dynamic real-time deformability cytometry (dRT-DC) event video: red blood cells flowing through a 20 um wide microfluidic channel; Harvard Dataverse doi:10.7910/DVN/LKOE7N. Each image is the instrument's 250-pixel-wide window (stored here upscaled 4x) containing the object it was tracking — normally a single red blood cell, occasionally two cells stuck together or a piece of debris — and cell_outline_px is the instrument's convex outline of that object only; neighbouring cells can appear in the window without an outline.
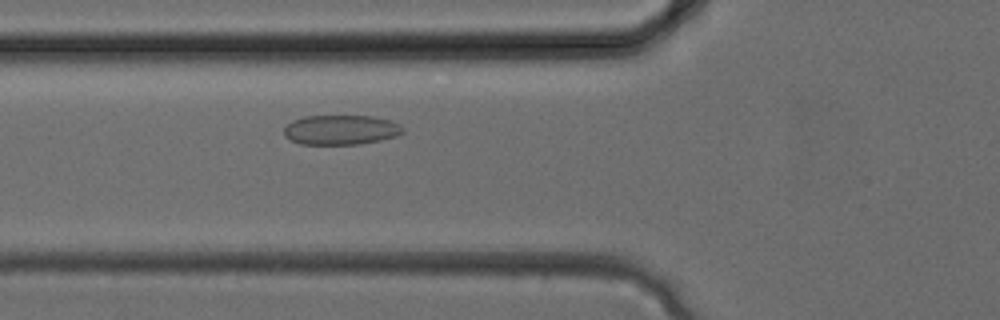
{"species": "common noctule bat (a hibernating species)", "species_latin": "Nyctalus noctula", "temperature_condition": "cold", "stored_images_in_passage": 25, "camera_frame_rate_fps": 3000, "um_per_image_px": 0.085, "animal": {"sex": "female", "body_mass_g": 24.6, "forearm_length_mm": 56.2}, "frame": {"image": 1, "passage_image": 9, "time_ms": 2.667, "image_size_px": [1000, 320], "cell_outline_px": [[404, 132], [396, 136], [380, 140], [360, 144], [300, 144], [284, 136], [284, 128], [292, 120], [304, 116], [372, 116], [388, 120], [400, 124], [404, 128]], "centroid_in_image_um": [28.97, 11.03], "position_along_channel_um": 96.8, "area_um2": 20.58}}
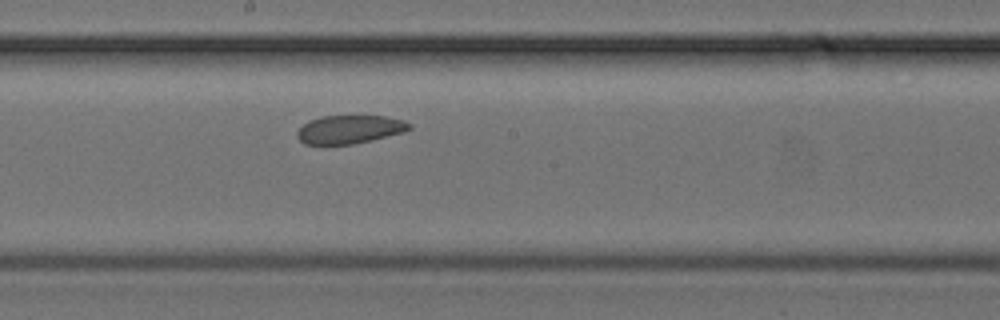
{"frame": {"image": 2, "passage_image": 15, "time_ms": 4.667, "image_size_px": [1000, 320], "cell_outline_px": [[412, 128], [404, 132], [372, 140], [352, 144], [304, 144], [296, 136], [296, 132], [308, 120], [320, 116], [384, 116], [404, 120], [412, 124]], "centroid_in_image_um": [29.72, 10.99], "position_along_channel_um": 218.5, "area_um2": 18.61}}
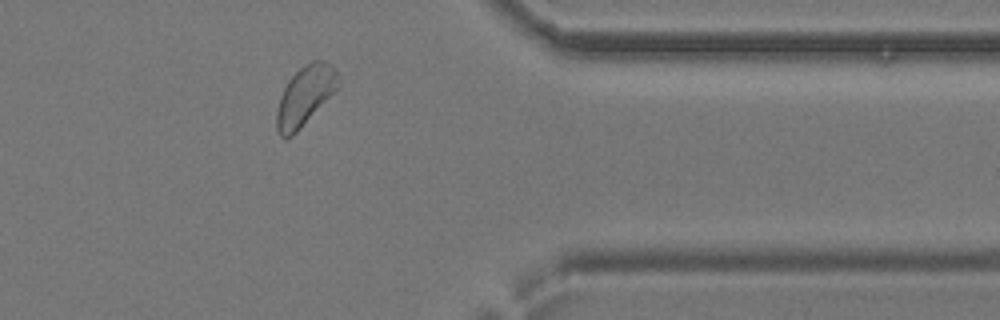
{"frame": {"image": 3, "passage_image": 24, "time_ms": 7.667, "image_size_px": [1000, 320], "cell_outline_px": [[336, 88], [300, 128], [292, 136], [284, 140], [280, 136], [276, 128], [276, 112], [284, 88], [288, 80], [304, 64], [312, 60], [324, 60], [332, 64], [336, 68]], "centroid_in_image_um": [25.87, 8.14], "position_along_channel_um": 385.5, "area_um2": 20.69}}